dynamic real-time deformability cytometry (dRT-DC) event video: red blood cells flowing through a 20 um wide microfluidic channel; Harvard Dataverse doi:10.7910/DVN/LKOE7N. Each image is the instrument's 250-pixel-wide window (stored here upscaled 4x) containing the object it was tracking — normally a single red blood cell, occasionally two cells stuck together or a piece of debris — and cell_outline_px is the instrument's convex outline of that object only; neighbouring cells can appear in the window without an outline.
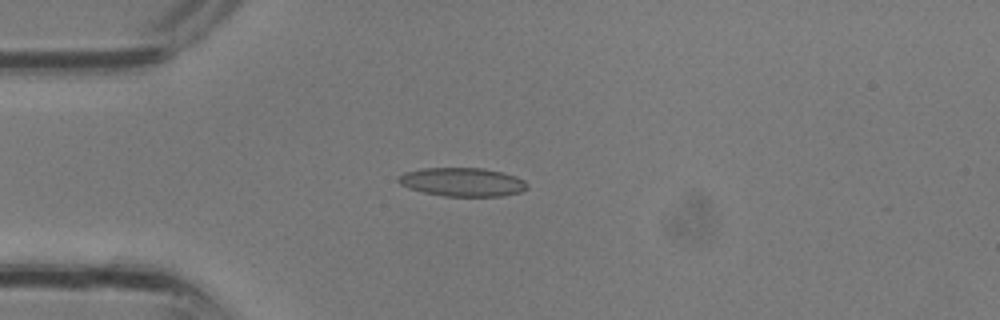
{"species": "common noctule bat (a hibernating species)", "species_latin": "Nyctalus noctula", "temperature_condition": "room temperature", "stored_images_in_passage": 2, "camera_frame_rate_fps": 3000, "um_per_image_px": 0.085, "animal": {"sex": "male", "body_mass_g": 13.3}, "frame": {"image": 1, "passage_image": 2, "time_ms": 0.333, "image_size_px": [1000, 320], "cell_outline_px": [[528, 188], [520, 192], [504, 196], [444, 196], [424, 192], [408, 188], [400, 184], [396, 180], [404, 172], [424, 168], [484, 168], [516, 176], [524, 180], [528, 184]], "centroid_in_image_um": [39.32, 15.47], "position_along_channel_um": 45.7, "area_um2": 21.5}}